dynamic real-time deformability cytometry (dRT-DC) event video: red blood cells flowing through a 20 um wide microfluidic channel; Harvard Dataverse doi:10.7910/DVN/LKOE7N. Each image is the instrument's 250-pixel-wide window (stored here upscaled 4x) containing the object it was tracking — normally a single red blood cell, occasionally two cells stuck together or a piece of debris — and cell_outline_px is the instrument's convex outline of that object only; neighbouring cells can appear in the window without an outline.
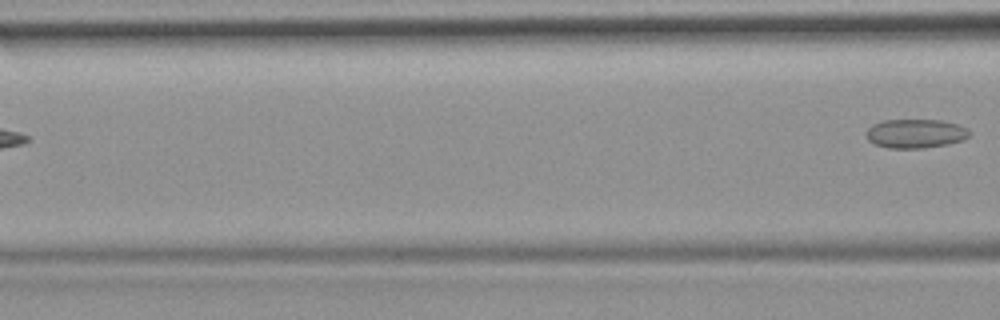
{"species": "common noctule bat (a hibernating species)", "species_latin": "Nyctalus noctula", "temperature_condition": "room temperature", "stored_images_in_passage": 7, "camera_frame_rate_fps": 3000, "um_per_image_px": 0.085, "animal": {"sex": "female", "body_mass_g": 19.9}, "frame": {"image": 1, "passage_image": 7, "time_ms": 7.333, "image_size_px": [1000, 320], "cell_outline_px": [[972, 132], [964, 140], [948, 144], [920, 148], [888, 148], [876, 144], [868, 140], [868, 128], [872, 124], [884, 120], [940, 120], [956, 124]], "centroid_in_image_um": [77.83, 11.35], "position_along_channel_um": 88.8, "area_um2": 17.22}}